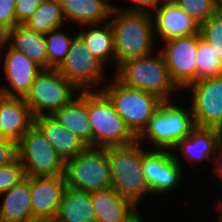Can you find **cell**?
I'll list each match as a JSON object with an SVG mask.
<instances>
[{"label": "cell", "instance_id": "cb8c5ba5", "mask_svg": "<svg viewBox=\"0 0 222 222\" xmlns=\"http://www.w3.org/2000/svg\"><path fill=\"white\" fill-rule=\"evenodd\" d=\"M0 222H29L32 219L30 176L3 193Z\"/></svg>", "mask_w": 222, "mask_h": 222}, {"label": "cell", "instance_id": "52a82bcc", "mask_svg": "<svg viewBox=\"0 0 222 222\" xmlns=\"http://www.w3.org/2000/svg\"><path fill=\"white\" fill-rule=\"evenodd\" d=\"M65 180L68 187L86 192L112 187L107 148L88 147L65 161Z\"/></svg>", "mask_w": 222, "mask_h": 222}, {"label": "cell", "instance_id": "30bf717a", "mask_svg": "<svg viewBox=\"0 0 222 222\" xmlns=\"http://www.w3.org/2000/svg\"><path fill=\"white\" fill-rule=\"evenodd\" d=\"M105 65L86 47L84 41L74 36L65 60L57 70L80 91H90L102 86ZM100 84V85H99Z\"/></svg>", "mask_w": 222, "mask_h": 222}, {"label": "cell", "instance_id": "d590c367", "mask_svg": "<svg viewBox=\"0 0 222 222\" xmlns=\"http://www.w3.org/2000/svg\"><path fill=\"white\" fill-rule=\"evenodd\" d=\"M132 2L133 7H127L123 8L125 10H130V11H137V12H145V13H150L153 14V11H155L159 5V0H129V2ZM151 8L153 11H151Z\"/></svg>", "mask_w": 222, "mask_h": 222}, {"label": "cell", "instance_id": "8992f818", "mask_svg": "<svg viewBox=\"0 0 222 222\" xmlns=\"http://www.w3.org/2000/svg\"><path fill=\"white\" fill-rule=\"evenodd\" d=\"M101 89L113 102L116 112L136 137L146 127L162 102L156 95L127 87L116 78L113 79L112 84L108 83Z\"/></svg>", "mask_w": 222, "mask_h": 222}, {"label": "cell", "instance_id": "e0dca14e", "mask_svg": "<svg viewBox=\"0 0 222 222\" xmlns=\"http://www.w3.org/2000/svg\"><path fill=\"white\" fill-rule=\"evenodd\" d=\"M152 14L154 30L162 41L189 36L199 32L198 23L176 4L160 5Z\"/></svg>", "mask_w": 222, "mask_h": 222}, {"label": "cell", "instance_id": "d6a6232c", "mask_svg": "<svg viewBox=\"0 0 222 222\" xmlns=\"http://www.w3.org/2000/svg\"><path fill=\"white\" fill-rule=\"evenodd\" d=\"M16 0H0V30L5 32L19 24L15 13Z\"/></svg>", "mask_w": 222, "mask_h": 222}, {"label": "cell", "instance_id": "3957f363", "mask_svg": "<svg viewBox=\"0 0 222 222\" xmlns=\"http://www.w3.org/2000/svg\"><path fill=\"white\" fill-rule=\"evenodd\" d=\"M145 57L133 58L117 67L115 78L127 87L143 90L159 97L162 101L179 89L173 82L163 54L158 52Z\"/></svg>", "mask_w": 222, "mask_h": 222}, {"label": "cell", "instance_id": "6da1fadb", "mask_svg": "<svg viewBox=\"0 0 222 222\" xmlns=\"http://www.w3.org/2000/svg\"><path fill=\"white\" fill-rule=\"evenodd\" d=\"M111 17H114L109 22L114 33L116 68L127 60L153 53L156 36L152 14L125 9L119 11L113 6Z\"/></svg>", "mask_w": 222, "mask_h": 222}, {"label": "cell", "instance_id": "7c38bea8", "mask_svg": "<svg viewBox=\"0 0 222 222\" xmlns=\"http://www.w3.org/2000/svg\"><path fill=\"white\" fill-rule=\"evenodd\" d=\"M191 109L195 126L222 131V75L190 84Z\"/></svg>", "mask_w": 222, "mask_h": 222}, {"label": "cell", "instance_id": "74e56055", "mask_svg": "<svg viewBox=\"0 0 222 222\" xmlns=\"http://www.w3.org/2000/svg\"><path fill=\"white\" fill-rule=\"evenodd\" d=\"M29 222H60L57 216L33 217Z\"/></svg>", "mask_w": 222, "mask_h": 222}, {"label": "cell", "instance_id": "83f0119b", "mask_svg": "<svg viewBox=\"0 0 222 222\" xmlns=\"http://www.w3.org/2000/svg\"><path fill=\"white\" fill-rule=\"evenodd\" d=\"M197 81L222 75V60L215 49L202 37L196 56Z\"/></svg>", "mask_w": 222, "mask_h": 222}, {"label": "cell", "instance_id": "2e32d148", "mask_svg": "<svg viewBox=\"0 0 222 222\" xmlns=\"http://www.w3.org/2000/svg\"><path fill=\"white\" fill-rule=\"evenodd\" d=\"M96 222H129L138 212L136 205L114 188L90 192Z\"/></svg>", "mask_w": 222, "mask_h": 222}, {"label": "cell", "instance_id": "e575fe53", "mask_svg": "<svg viewBox=\"0 0 222 222\" xmlns=\"http://www.w3.org/2000/svg\"><path fill=\"white\" fill-rule=\"evenodd\" d=\"M18 159L17 142L0 140V167L13 163Z\"/></svg>", "mask_w": 222, "mask_h": 222}, {"label": "cell", "instance_id": "603a6c76", "mask_svg": "<svg viewBox=\"0 0 222 222\" xmlns=\"http://www.w3.org/2000/svg\"><path fill=\"white\" fill-rule=\"evenodd\" d=\"M64 20L79 25L102 24L110 18L114 5L105 0H58Z\"/></svg>", "mask_w": 222, "mask_h": 222}, {"label": "cell", "instance_id": "ac0fdd59", "mask_svg": "<svg viewBox=\"0 0 222 222\" xmlns=\"http://www.w3.org/2000/svg\"><path fill=\"white\" fill-rule=\"evenodd\" d=\"M34 124L65 161L88 148L82 139L61 125L53 115L36 116L34 117Z\"/></svg>", "mask_w": 222, "mask_h": 222}, {"label": "cell", "instance_id": "7bdbcfd3", "mask_svg": "<svg viewBox=\"0 0 222 222\" xmlns=\"http://www.w3.org/2000/svg\"><path fill=\"white\" fill-rule=\"evenodd\" d=\"M6 139H8V138L4 135V133L0 127V140H6Z\"/></svg>", "mask_w": 222, "mask_h": 222}, {"label": "cell", "instance_id": "f546056e", "mask_svg": "<svg viewBox=\"0 0 222 222\" xmlns=\"http://www.w3.org/2000/svg\"><path fill=\"white\" fill-rule=\"evenodd\" d=\"M175 4L199 26L219 11L213 0H177Z\"/></svg>", "mask_w": 222, "mask_h": 222}, {"label": "cell", "instance_id": "7a4b0ae2", "mask_svg": "<svg viewBox=\"0 0 222 222\" xmlns=\"http://www.w3.org/2000/svg\"><path fill=\"white\" fill-rule=\"evenodd\" d=\"M112 188L130 199L137 207L142 196L151 193L142 170L143 147L135 142L107 147Z\"/></svg>", "mask_w": 222, "mask_h": 222}, {"label": "cell", "instance_id": "d4e9b609", "mask_svg": "<svg viewBox=\"0 0 222 222\" xmlns=\"http://www.w3.org/2000/svg\"><path fill=\"white\" fill-rule=\"evenodd\" d=\"M57 217L60 222H96L90 192L67 186Z\"/></svg>", "mask_w": 222, "mask_h": 222}, {"label": "cell", "instance_id": "9a60e30c", "mask_svg": "<svg viewBox=\"0 0 222 222\" xmlns=\"http://www.w3.org/2000/svg\"><path fill=\"white\" fill-rule=\"evenodd\" d=\"M66 187L64 175L30 176L32 218L57 216Z\"/></svg>", "mask_w": 222, "mask_h": 222}, {"label": "cell", "instance_id": "f35d334b", "mask_svg": "<svg viewBox=\"0 0 222 222\" xmlns=\"http://www.w3.org/2000/svg\"><path fill=\"white\" fill-rule=\"evenodd\" d=\"M6 32L3 30H0V55L2 48H4V45H6Z\"/></svg>", "mask_w": 222, "mask_h": 222}, {"label": "cell", "instance_id": "8d00e7d4", "mask_svg": "<svg viewBox=\"0 0 222 222\" xmlns=\"http://www.w3.org/2000/svg\"><path fill=\"white\" fill-rule=\"evenodd\" d=\"M217 152L219 153L218 157H213V162L217 165L215 173L222 178V144L218 147Z\"/></svg>", "mask_w": 222, "mask_h": 222}, {"label": "cell", "instance_id": "b9f144b4", "mask_svg": "<svg viewBox=\"0 0 222 222\" xmlns=\"http://www.w3.org/2000/svg\"><path fill=\"white\" fill-rule=\"evenodd\" d=\"M219 10H222V0H213Z\"/></svg>", "mask_w": 222, "mask_h": 222}, {"label": "cell", "instance_id": "1f68e13d", "mask_svg": "<svg viewBox=\"0 0 222 222\" xmlns=\"http://www.w3.org/2000/svg\"><path fill=\"white\" fill-rule=\"evenodd\" d=\"M26 178L25 170L20 160L0 167V196L19 184Z\"/></svg>", "mask_w": 222, "mask_h": 222}, {"label": "cell", "instance_id": "60d3db41", "mask_svg": "<svg viewBox=\"0 0 222 222\" xmlns=\"http://www.w3.org/2000/svg\"><path fill=\"white\" fill-rule=\"evenodd\" d=\"M129 222H143L141 216L139 215V213Z\"/></svg>", "mask_w": 222, "mask_h": 222}, {"label": "cell", "instance_id": "5b68a950", "mask_svg": "<svg viewBox=\"0 0 222 222\" xmlns=\"http://www.w3.org/2000/svg\"><path fill=\"white\" fill-rule=\"evenodd\" d=\"M170 100L162 101L146 127L136 137L141 140L148 139L154 144L155 150H173L175 145L190 135L195 127L192 109L190 111L171 104Z\"/></svg>", "mask_w": 222, "mask_h": 222}, {"label": "cell", "instance_id": "4316f807", "mask_svg": "<svg viewBox=\"0 0 222 222\" xmlns=\"http://www.w3.org/2000/svg\"><path fill=\"white\" fill-rule=\"evenodd\" d=\"M64 21L58 0H44L23 24L36 32L47 34L61 28Z\"/></svg>", "mask_w": 222, "mask_h": 222}, {"label": "cell", "instance_id": "277c9868", "mask_svg": "<svg viewBox=\"0 0 222 222\" xmlns=\"http://www.w3.org/2000/svg\"><path fill=\"white\" fill-rule=\"evenodd\" d=\"M88 121L92 127V148L123 146L136 141L102 90L88 91Z\"/></svg>", "mask_w": 222, "mask_h": 222}, {"label": "cell", "instance_id": "44dd1931", "mask_svg": "<svg viewBox=\"0 0 222 222\" xmlns=\"http://www.w3.org/2000/svg\"><path fill=\"white\" fill-rule=\"evenodd\" d=\"M52 115L88 147H92V127L88 121V91H79L77 98Z\"/></svg>", "mask_w": 222, "mask_h": 222}, {"label": "cell", "instance_id": "5bb4252c", "mask_svg": "<svg viewBox=\"0 0 222 222\" xmlns=\"http://www.w3.org/2000/svg\"><path fill=\"white\" fill-rule=\"evenodd\" d=\"M5 47L8 49L7 54L4 53L5 58L2 65L9 85L2 86L0 94L7 97L24 98L42 68L24 53L12 49L7 43Z\"/></svg>", "mask_w": 222, "mask_h": 222}, {"label": "cell", "instance_id": "ffe728a7", "mask_svg": "<svg viewBox=\"0 0 222 222\" xmlns=\"http://www.w3.org/2000/svg\"><path fill=\"white\" fill-rule=\"evenodd\" d=\"M222 144V131L217 128L195 126L190 135L179 141L174 149L181 148L183 156L190 163H202L205 159L213 161Z\"/></svg>", "mask_w": 222, "mask_h": 222}, {"label": "cell", "instance_id": "ab89813d", "mask_svg": "<svg viewBox=\"0 0 222 222\" xmlns=\"http://www.w3.org/2000/svg\"><path fill=\"white\" fill-rule=\"evenodd\" d=\"M162 2V3H161ZM177 0H159V3L163 4H175Z\"/></svg>", "mask_w": 222, "mask_h": 222}, {"label": "cell", "instance_id": "8fae6325", "mask_svg": "<svg viewBox=\"0 0 222 222\" xmlns=\"http://www.w3.org/2000/svg\"><path fill=\"white\" fill-rule=\"evenodd\" d=\"M200 32L189 36L169 39L166 47L161 49L168 72L181 90L197 81L196 56L199 46Z\"/></svg>", "mask_w": 222, "mask_h": 222}, {"label": "cell", "instance_id": "4fadbf2b", "mask_svg": "<svg viewBox=\"0 0 222 222\" xmlns=\"http://www.w3.org/2000/svg\"><path fill=\"white\" fill-rule=\"evenodd\" d=\"M170 150L143 149L142 170L151 193L164 194L177 187L182 175L178 157Z\"/></svg>", "mask_w": 222, "mask_h": 222}, {"label": "cell", "instance_id": "9c48e42d", "mask_svg": "<svg viewBox=\"0 0 222 222\" xmlns=\"http://www.w3.org/2000/svg\"><path fill=\"white\" fill-rule=\"evenodd\" d=\"M17 152L26 176H59L65 173V160L35 124L17 142Z\"/></svg>", "mask_w": 222, "mask_h": 222}, {"label": "cell", "instance_id": "ee69618b", "mask_svg": "<svg viewBox=\"0 0 222 222\" xmlns=\"http://www.w3.org/2000/svg\"><path fill=\"white\" fill-rule=\"evenodd\" d=\"M219 203H220V205H218L219 206L218 209L220 210L219 219H220V222H222V202H219Z\"/></svg>", "mask_w": 222, "mask_h": 222}, {"label": "cell", "instance_id": "d6986e66", "mask_svg": "<svg viewBox=\"0 0 222 222\" xmlns=\"http://www.w3.org/2000/svg\"><path fill=\"white\" fill-rule=\"evenodd\" d=\"M33 124L34 117L24 98L0 94V127L8 139L18 142Z\"/></svg>", "mask_w": 222, "mask_h": 222}, {"label": "cell", "instance_id": "ba28073f", "mask_svg": "<svg viewBox=\"0 0 222 222\" xmlns=\"http://www.w3.org/2000/svg\"><path fill=\"white\" fill-rule=\"evenodd\" d=\"M76 90L80 91L57 69H42L24 97V101L29 106L33 117L52 115L76 97L74 96Z\"/></svg>", "mask_w": 222, "mask_h": 222}, {"label": "cell", "instance_id": "7402d4cb", "mask_svg": "<svg viewBox=\"0 0 222 222\" xmlns=\"http://www.w3.org/2000/svg\"><path fill=\"white\" fill-rule=\"evenodd\" d=\"M6 42L12 49L24 53L42 69H47V43L44 33L29 29L24 24H17L6 32Z\"/></svg>", "mask_w": 222, "mask_h": 222}, {"label": "cell", "instance_id": "484cf974", "mask_svg": "<svg viewBox=\"0 0 222 222\" xmlns=\"http://www.w3.org/2000/svg\"><path fill=\"white\" fill-rule=\"evenodd\" d=\"M98 24H86L92 28H88L87 32H80L77 35L84 41L86 47L90 50L92 55L99 59L104 65L109 62L110 57L115 60L114 48V33L109 21L100 24L102 27H97ZM108 61V62H107Z\"/></svg>", "mask_w": 222, "mask_h": 222}, {"label": "cell", "instance_id": "4dcf8cb0", "mask_svg": "<svg viewBox=\"0 0 222 222\" xmlns=\"http://www.w3.org/2000/svg\"><path fill=\"white\" fill-rule=\"evenodd\" d=\"M199 32L219 55L222 60V10L207 19L199 27Z\"/></svg>", "mask_w": 222, "mask_h": 222}, {"label": "cell", "instance_id": "836d02e7", "mask_svg": "<svg viewBox=\"0 0 222 222\" xmlns=\"http://www.w3.org/2000/svg\"><path fill=\"white\" fill-rule=\"evenodd\" d=\"M44 0H16V20L23 24Z\"/></svg>", "mask_w": 222, "mask_h": 222}, {"label": "cell", "instance_id": "f1b7e54d", "mask_svg": "<svg viewBox=\"0 0 222 222\" xmlns=\"http://www.w3.org/2000/svg\"><path fill=\"white\" fill-rule=\"evenodd\" d=\"M59 29L61 28L54 29L45 34L47 43V69H57L65 60L70 50L73 38L59 31Z\"/></svg>", "mask_w": 222, "mask_h": 222}]
</instances>
